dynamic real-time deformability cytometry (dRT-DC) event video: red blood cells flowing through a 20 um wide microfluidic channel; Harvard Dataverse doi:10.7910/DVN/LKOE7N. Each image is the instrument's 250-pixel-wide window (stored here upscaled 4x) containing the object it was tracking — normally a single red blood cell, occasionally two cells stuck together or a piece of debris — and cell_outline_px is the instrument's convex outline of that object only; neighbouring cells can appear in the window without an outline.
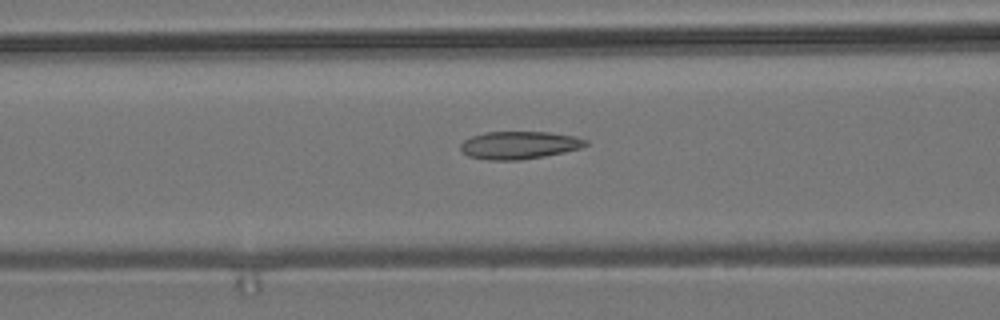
{"species": "common noctule bat (a hibernating species)", "species_latin": "Nyctalus noctula", "temperature_condition": "room temperature", "stored_images_in_passage": 54, "camera_frame_rate_fps": 3000, "um_per_image_px": 0.085, "animal": {"sex": "male", "body_mass_g": 19.2, "forearm_length_mm": 51.8}, "frame": {"image": 1, "passage_image": 22, "time_ms": 7.0, "image_size_px": [1000, 320], "cell_outline_px": [[588, 144], [580, 148], [564, 152], [544, 156], [520, 160], [488, 160], [468, 156], [460, 148], [460, 144], [464, 140], [472, 136], [484, 132], [548, 132], [572, 136], [588, 140]], "centroid_in_image_um": [44.11, 12.34], "position_along_channel_um": 122.5, "area_um2": 20.11}}
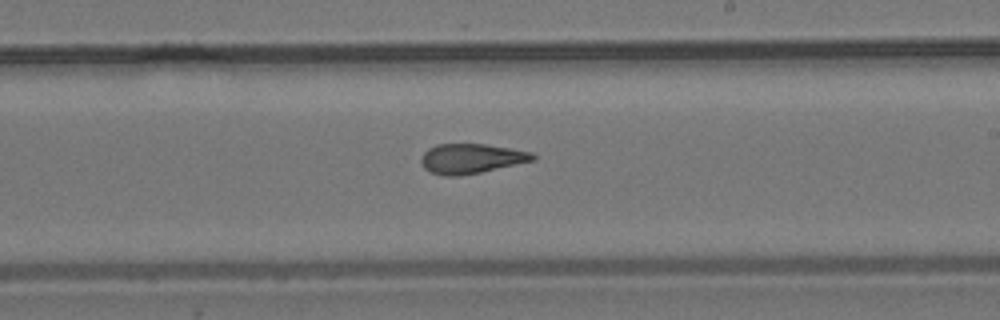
{"frame": {"image": 2, "passage_image": 32, "time_ms": 10.333, "image_size_px": [1000, 320], "cell_outline_px": [[536, 160], [480, 172], [460, 176], [444, 176], [432, 172], [424, 168], [420, 160], [424, 152], [428, 148], [436, 144], [484, 144], [532, 152], [536, 156]], "centroid_in_image_um": [40.04, 13.48], "position_along_channel_um": 249.0, "area_um2": 19.31}}
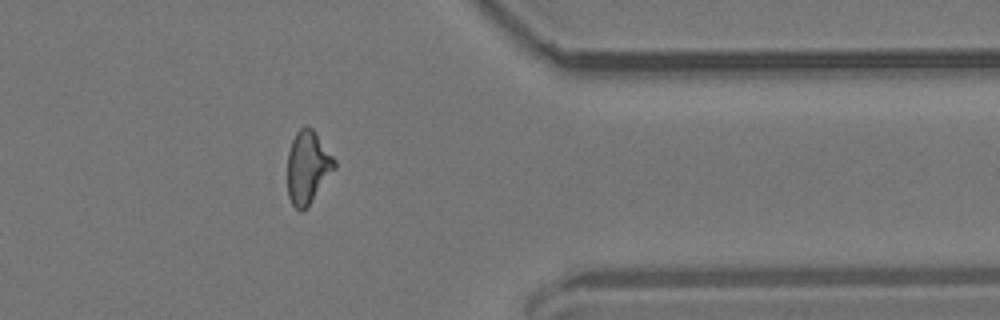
{"frame": {"image": 3, "passage_image": 44, "time_ms": 14.333, "image_size_px": [1000, 320], "cell_outline_px": [[336, 168], [308, 204], [300, 212], [292, 204], [288, 196], [288, 152], [292, 140], [296, 132], [300, 128], [312, 128], [336, 160]], "centroid_in_image_um": [26.15, 14.2], "position_along_channel_um": 385.2, "area_um2": 19.48}, "authors_computed_cell_mechanics": {"area_um2": 20.1144, "velocity_mm_per_s": 3.7973, "shape_relaxation_time_tau1_ms": null, "shape_relaxation_time_tau2_ms": 2.6532, "deformation_change_tau1": null, "deformation_change_tau2": 0.0952}}